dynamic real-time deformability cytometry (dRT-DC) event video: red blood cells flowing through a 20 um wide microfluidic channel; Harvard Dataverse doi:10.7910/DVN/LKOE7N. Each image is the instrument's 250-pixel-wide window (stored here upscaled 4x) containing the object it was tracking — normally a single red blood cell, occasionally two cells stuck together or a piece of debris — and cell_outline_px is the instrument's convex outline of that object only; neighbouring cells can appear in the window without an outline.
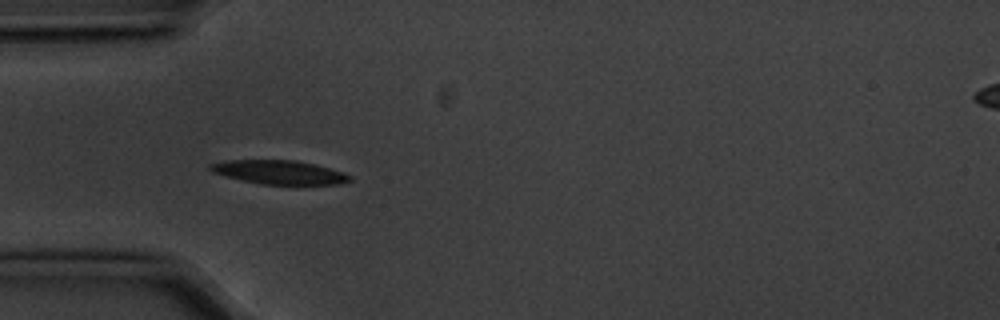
{"species": "common noctule bat (a hibernating species)", "species_latin": "Nyctalus noctula", "temperature_condition": "cold", "stored_images_in_passage": 4, "camera_frame_rate_fps": 3000, "um_per_image_px": 0.085, "animal": {"sex": "male", "body_mass_g": 20.1, "forearm_length_mm": 53.5}, "frame": {"image": 1, "passage_image": 4, "time_ms": 1.0, "image_size_px": [1000, 320], "cell_outline_px": [[352, 180], [340, 184], [260, 184], [212, 172], [208, 168], [208, 164], [224, 160], [296, 160], [344, 172], [352, 176]], "centroid_in_image_um": [23.73, 14.63], "position_along_channel_um": 61.3, "area_um2": 19.19}}